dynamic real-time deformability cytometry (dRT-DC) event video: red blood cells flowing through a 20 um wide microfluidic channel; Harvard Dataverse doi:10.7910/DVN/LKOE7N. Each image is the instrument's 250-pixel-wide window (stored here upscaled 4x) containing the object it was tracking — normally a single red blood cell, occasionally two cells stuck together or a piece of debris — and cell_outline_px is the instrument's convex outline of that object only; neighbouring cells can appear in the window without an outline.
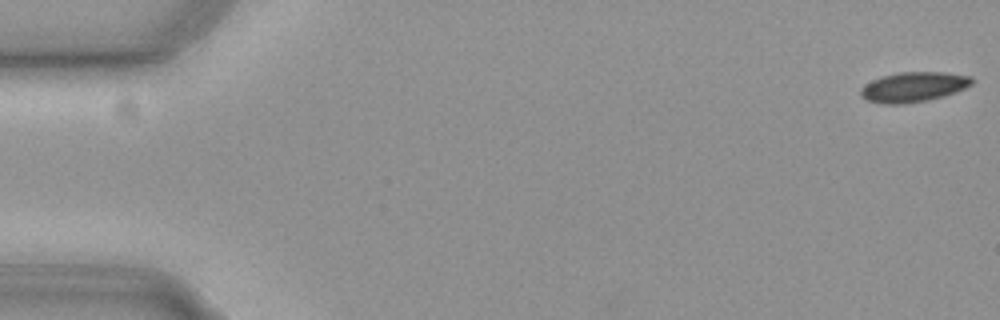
{"species": "common noctule bat (a hibernating species)", "species_latin": "Nyctalus noctula", "temperature_condition": "cold", "stored_images_in_passage": 12, "camera_frame_rate_fps": 3000, "um_per_image_px": 0.085, "animal": {"sex": "female", "body_mass_g": 19.3, "forearm_length_mm": 54.1}, "frame": {"image": 1, "passage_image": 1, "time_ms": 0.0, "image_size_px": [1000, 320], "cell_outline_px": [[976, 80], [972, 84], [964, 88], [944, 96], [928, 100], [904, 104], [884, 104], [868, 100], [860, 96], [860, 88], [864, 84], [872, 80], [884, 76], [900, 72], [944, 72], [972, 76]], "centroid_in_image_um": [77.66, 7.39], "position_along_channel_um": 7.3, "area_um2": 19.48}}